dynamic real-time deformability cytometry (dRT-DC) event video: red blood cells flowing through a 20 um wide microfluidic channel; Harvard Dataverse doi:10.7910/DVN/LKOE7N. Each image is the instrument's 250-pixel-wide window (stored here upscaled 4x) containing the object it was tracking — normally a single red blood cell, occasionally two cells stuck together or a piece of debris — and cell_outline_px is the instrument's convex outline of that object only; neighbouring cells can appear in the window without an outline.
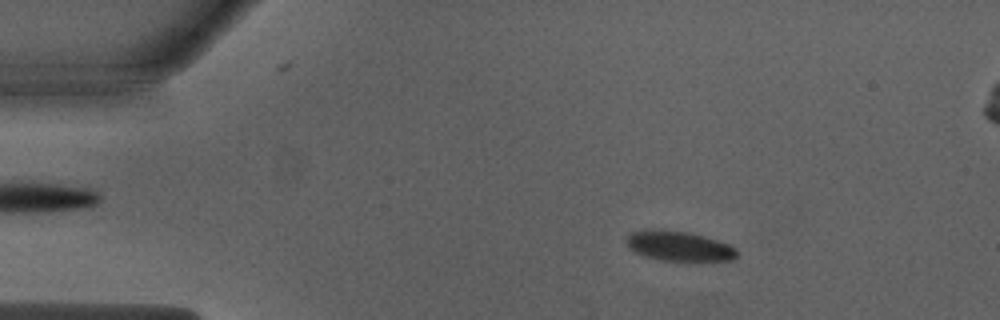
{"species": "Egyptian fruit bat (a non-hibernating species)", "species_latin": "Rousettus aegyptiacus", "temperature_condition": "warm", "stored_images_in_passage": 52, "camera_frame_rate_fps": 3000, "um_per_image_px": 0.085, "animal": {"sex": "male"}, "frame": {"image": 1, "passage_image": 8, "time_ms": 2.333, "image_size_px": [1000, 320], "cell_outline_px": [[736, 256], [732, 260], [664, 260], [644, 256], [636, 252], [628, 244], [628, 236], [632, 232], [684, 232], [716, 240], [728, 244], [736, 248]], "centroid_in_image_um": [57.79, 20.96], "position_along_channel_um": 27.2, "area_um2": 17.8}}
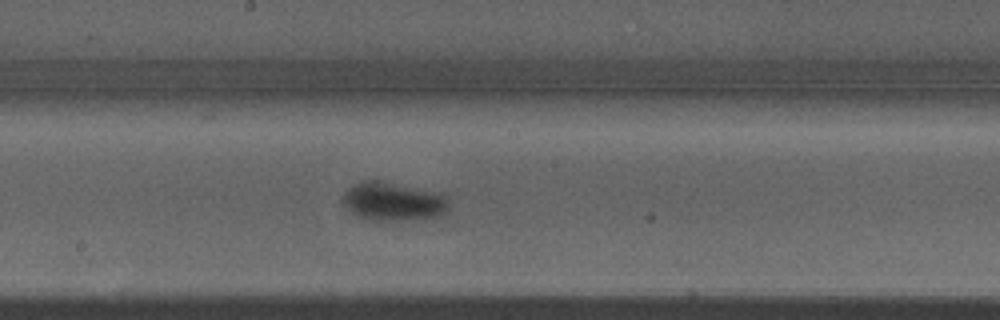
{"frame": {"image": 2, "passage_image": 27, "time_ms": 8.667, "image_size_px": [1000, 320], "cell_outline_px": [[448, 208], [440, 216], [396, 220], [372, 220], [360, 216], [352, 212], [344, 204], [344, 192], [348, 188], [364, 180], [380, 180], [440, 192], [448, 196]], "centroid_in_image_um": [33.46, 17.1], "position_along_channel_um": 214.7, "area_um2": 23.58}}
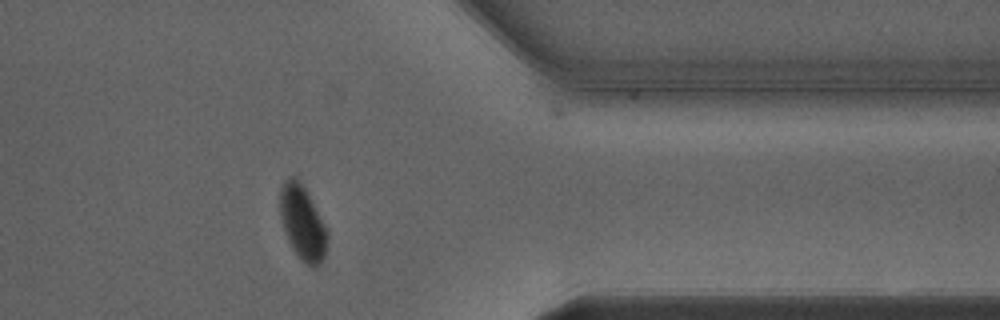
{"frame": {"image": 3, "passage_image": 41, "time_ms": 13.333, "image_size_px": [1000, 320], "cell_outline_px": [[328, 236], [324, 256], [320, 264], [316, 268], [312, 268], [300, 260], [288, 240], [280, 216], [280, 188], [284, 180], [288, 176], [296, 176], [300, 180], [312, 200], [328, 232]], "centroid_in_image_um": [25.71, 18.92], "position_along_channel_um": 385.7, "area_um2": 20.58}, "authors_computed_cell_mechanics": {"area_um2": 20.8947, "velocity_mm_per_s": 3.9986, "shape_relaxation_time_tau1_ms": 2.3863, "shape_relaxation_time_tau2_ms": null, "deformation_change_tau1": 0.1122, "deformation_change_tau2": null}}